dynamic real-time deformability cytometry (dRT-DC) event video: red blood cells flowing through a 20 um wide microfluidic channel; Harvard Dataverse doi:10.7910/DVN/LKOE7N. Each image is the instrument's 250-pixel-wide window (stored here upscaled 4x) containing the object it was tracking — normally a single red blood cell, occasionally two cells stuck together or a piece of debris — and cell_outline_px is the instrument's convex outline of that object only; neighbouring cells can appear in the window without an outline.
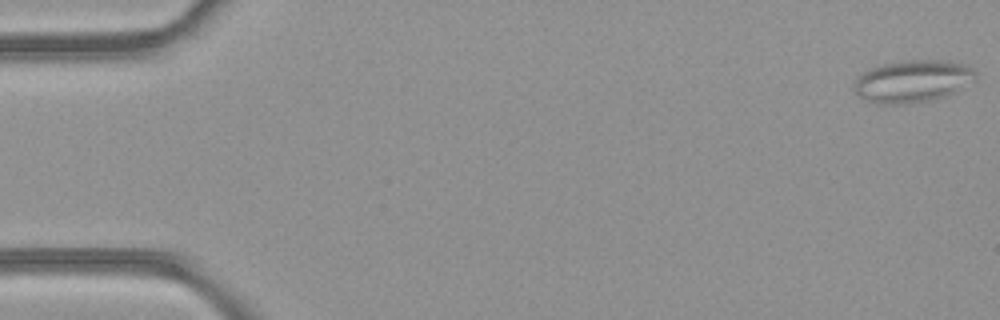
{"species": "common noctule bat (a hibernating species)", "species_latin": "Nyctalus noctula", "temperature_condition": "room temperature", "stored_images_in_passage": 50, "camera_frame_rate_fps": 3000, "um_per_image_px": 0.085, "animal": {"sex": "female", "body_mass_g": 21.9}, "frame": {"image": 1, "passage_image": 1, "time_ms": 0.0, "image_size_px": [1000, 320], "cell_outline_px": [[976, 80], [948, 96], [932, 100], [908, 104], [876, 104], [864, 100], [852, 88], [852, 84], [856, 76], [872, 68], [884, 64], [908, 60], [948, 60], [964, 64], [972, 68], [976, 72]], "centroid_in_image_um": [77.57, 6.92], "position_along_channel_um": 7.4, "area_um2": 30.4}}
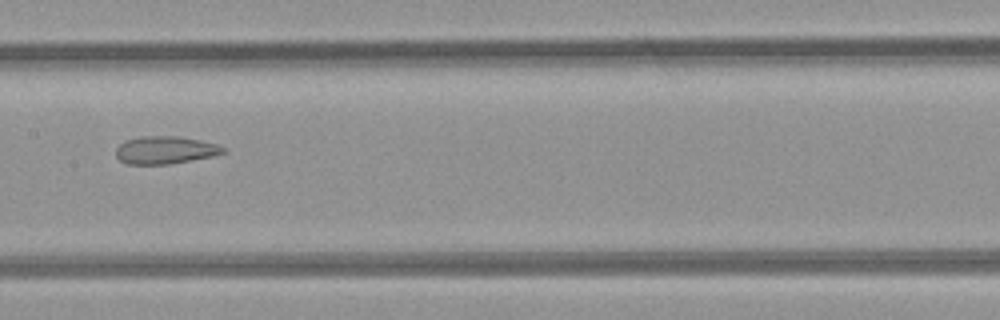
{"frame": {"image": 2, "passage_image": 25, "time_ms": 8.0, "image_size_px": [1000, 320], "cell_outline_px": [[228, 148], [224, 152], [212, 156], [192, 160], [168, 164], [128, 164], [120, 160], [116, 156], [116, 148], [124, 140], [140, 136], [180, 136], [200, 140], [216, 144]], "centroid_in_image_um": [14.03, 12.74], "position_along_channel_um": 193.4, "area_um2": 17.34}}
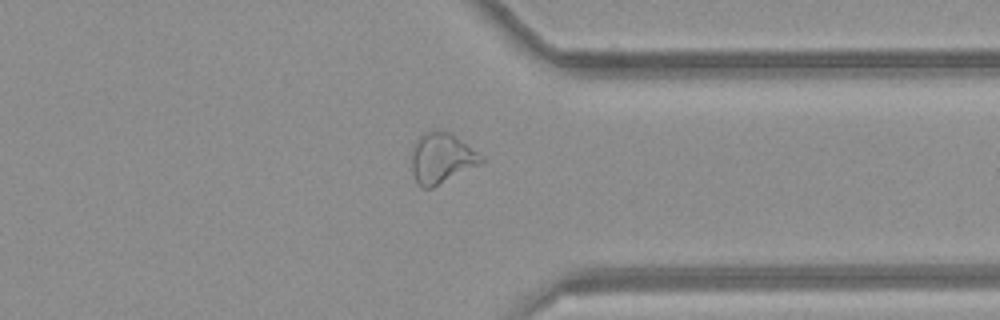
{"frame": {"image": 3, "passage_image": 38, "time_ms": 12.333, "image_size_px": [1000, 320], "cell_outline_px": [[484, 160], [480, 164], [432, 188], [420, 188], [416, 184], [412, 172], [412, 148], [416, 140], [424, 132], [432, 128], [448, 132], [484, 156]], "centroid_in_image_um": [37.49, 13.45], "position_along_channel_um": 373.9, "area_um2": 20.52}, "authors_computed_cell_mechanics": {"area_um2": 22.5709, "velocity_mm_per_s": 4.2593, "shape_relaxation_time_tau1_ms": null, "shape_relaxation_time_tau2_ms": 2.8875, "deformation_change_tau1": null, "deformation_change_tau2": 0.1098}}